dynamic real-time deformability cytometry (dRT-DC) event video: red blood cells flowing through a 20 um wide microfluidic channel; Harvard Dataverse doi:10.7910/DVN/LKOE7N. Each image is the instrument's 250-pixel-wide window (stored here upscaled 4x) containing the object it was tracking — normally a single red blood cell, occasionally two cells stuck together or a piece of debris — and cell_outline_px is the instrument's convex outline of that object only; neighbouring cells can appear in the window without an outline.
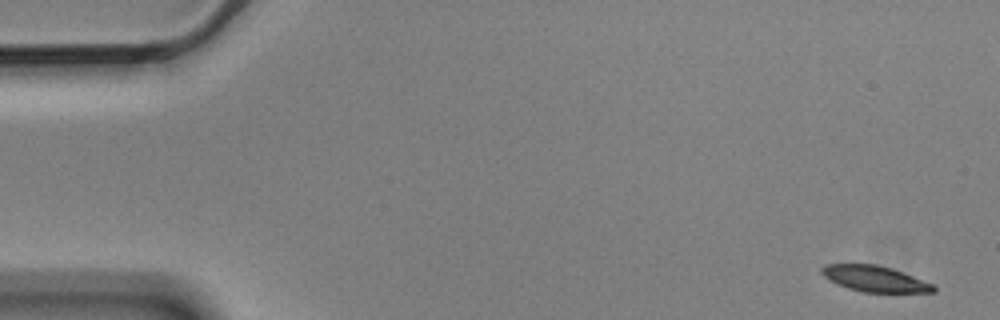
{"species": "Egyptian fruit bat (a non-hibernating species)", "species_latin": "Rousettus aegyptiacus", "temperature_condition": "cold", "stored_images_in_passage": 5, "camera_frame_rate_fps": 3000, "um_per_image_px": 0.085, "animal": {"sex": "male"}, "frame": {"image": 1, "passage_image": 1, "time_ms": 0.0, "image_size_px": [1000, 320], "cell_outline_px": [[936, 292], [864, 292], [848, 288], [836, 284], [824, 276], [820, 272], [820, 268], [828, 264], [876, 264], [892, 268], [936, 284]], "centroid_in_image_um": [74.39, 23.69], "position_along_channel_um": 10.6, "area_um2": 16.99}}
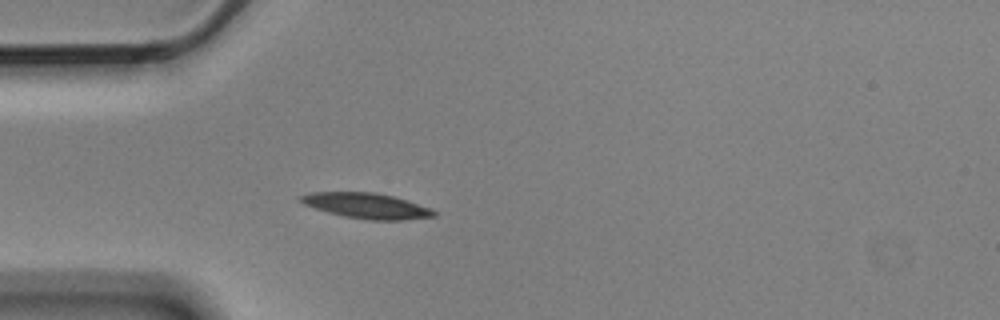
{"frame": {"image": 2, "passage_image": 5, "time_ms": 1.333, "image_size_px": [1000, 320], "cell_outline_px": [[436, 216], [400, 220], [368, 220], [344, 216], [328, 212], [304, 204], [300, 200], [300, 196], [312, 192], [376, 192], [392, 196], [428, 208], [436, 212]], "centroid_in_image_um": [31.13, 17.49], "position_along_channel_um": 53.9, "area_um2": 19.31}}